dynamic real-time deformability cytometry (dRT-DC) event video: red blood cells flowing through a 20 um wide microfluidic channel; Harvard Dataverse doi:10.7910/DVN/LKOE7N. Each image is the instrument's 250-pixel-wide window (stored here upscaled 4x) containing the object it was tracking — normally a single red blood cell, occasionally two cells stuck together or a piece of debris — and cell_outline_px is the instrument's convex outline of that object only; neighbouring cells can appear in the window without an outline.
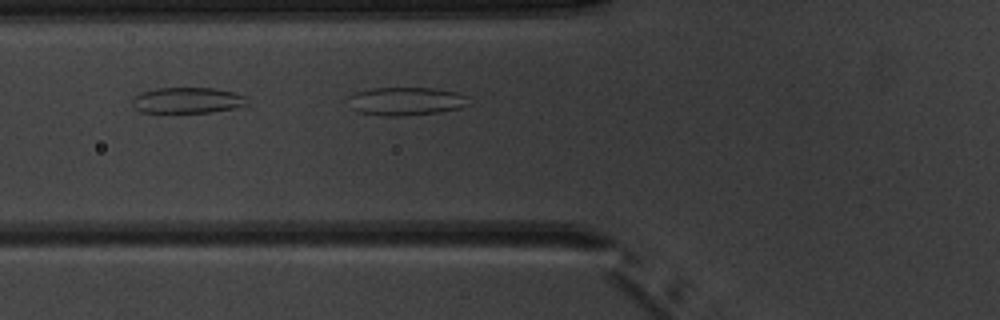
{"species": "common noctule bat (a hibernating species)", "species_latin": "Nyctalus noctula", "temperature_condition": "warm", "stored_images_in_passage": 6, "camera_frame_rate_fps": 3000, "um_per_image_px": 0.085, "animal": {"sex": "male", "body_mass_g": 20.1, "forearm_length_mm": 53.5}, "frame": {"image": 1, "passage_image": 6, "time_ms": 6.0, "image_size_px": [1000, 320], "cell_outline_px": [[472, 96], [468, 104], [460, 108], [440, 112], [396, 116], [388, 116], [356, 112], [352, 108], [348, 96], [356, 92], [372, 88], [436, 88], [460, 92]], "centroid_in_image_um": [34.58, 8.59], "position_along_channel_um": 91.2, "area_um2": 20.06}}